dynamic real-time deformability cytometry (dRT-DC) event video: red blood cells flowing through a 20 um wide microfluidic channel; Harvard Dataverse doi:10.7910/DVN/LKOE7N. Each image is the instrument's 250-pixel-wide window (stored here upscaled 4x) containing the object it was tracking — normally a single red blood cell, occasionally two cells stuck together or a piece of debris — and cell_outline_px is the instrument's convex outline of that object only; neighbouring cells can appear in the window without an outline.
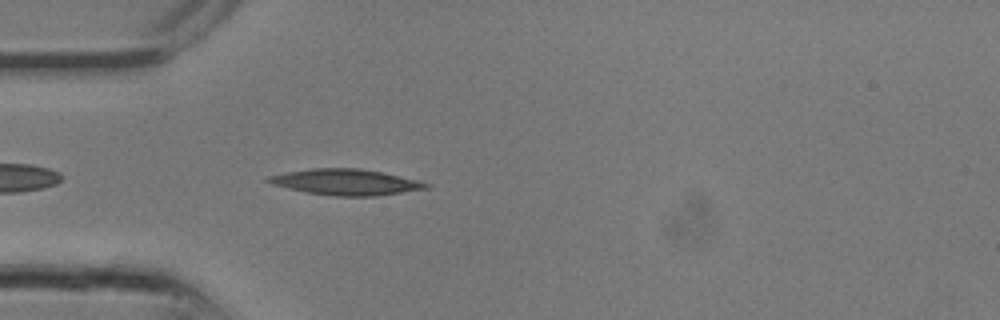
{"species": "common noctule bat (a hibernating species)", "species_latin": "Nyctalus noctula", "temperature_condition": "room temperature", "stored_images_in_passage": 12, "camera_frame_rate_fps": 3000, "um_per_image_px": 0.085, "animal": {"sex": "male", "body_mass_g": 13.3}, "frame": {"image": 1, "passage_image": 7, "time_ms": 2.0, "image_size_px": [1000, 320], "cell_outline_px": [[432, 188], [376, 196], [336, 196], [308, 192], [288, 188], [272, 184], [264, 180], [268, 176], [288, 172], [312, 168], [360, 168], [380, 172], [416, 180], [432, 184]], "centroid_in_image_um": [29.43, 15.48], "position_along_channel_um": 55.6, "area_um2": 23.64}}
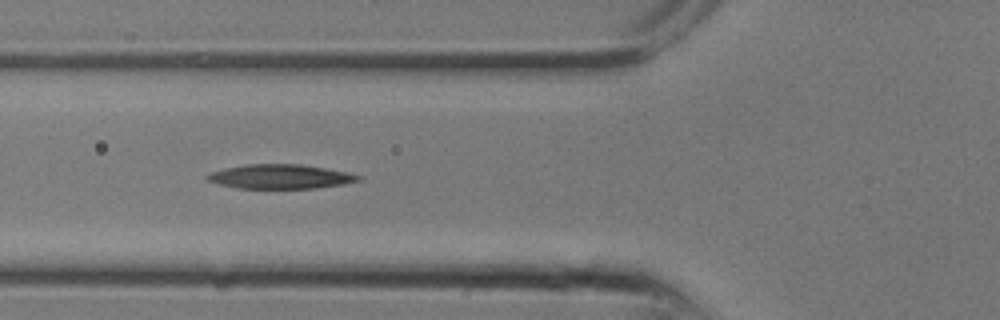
{"frame": {"image": 2, "passage_image": 9, "time_ms": 2.667, "image_size_px": [1000, 320], "cell_outline_px": [[364, 176], [360, 180], [344, 184], [316, 188], [236, 188], [220, 184], [208, 180], [204, 176], [212, 172], [224, 168], [244, 164], [300, 164], [348, 172]], "centroid_in_image_um": [23.85, 15.0], "position_along_channel_um": 102.0, "area_um2": 21.39}}
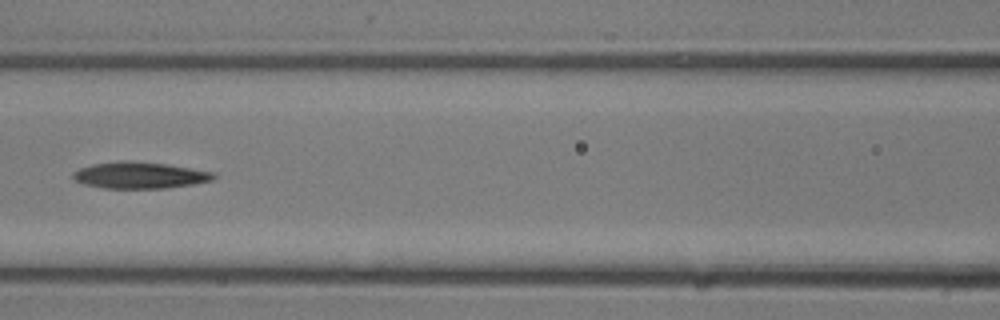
{"frame": {"image": 3, "passage_image": 11, "time_ms": 3.333, "image_size_px": [1000, 320], "cell_outline_px": [[216, 176], [212, 180], [192, 184], [164, 188], [104, 188], [84, 184], [72, 180], [72, 172], [80, 168], [92, 164], [124, 160], [168, 164], [212, 172]], "centroid_in_image_um": [11.81, 14.89], "position_along_channel_um": 154.8, "area_um2": 21.62}}